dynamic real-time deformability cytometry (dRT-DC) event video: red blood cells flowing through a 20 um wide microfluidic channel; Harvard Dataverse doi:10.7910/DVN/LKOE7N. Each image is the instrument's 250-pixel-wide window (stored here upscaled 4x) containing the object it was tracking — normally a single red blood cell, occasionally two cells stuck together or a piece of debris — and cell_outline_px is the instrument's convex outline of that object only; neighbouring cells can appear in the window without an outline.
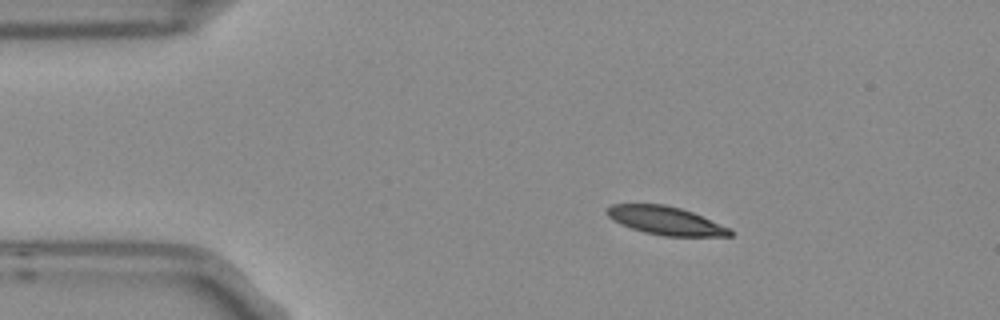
{"species": "Egyptian fruit bat (a non-hibernating species)", "species_latin": "Rousettus aegyptiacus", "temperature_condition": "room temperature", "stored_images_in_passage": 8, "camera_frame_rate_fps": 3000, "um_per_image_px": 0.085, "frame": {"image": 1, "passage_image": 1, "time_ms": 0.0, "image_size_px": [1000, 320], "cell_outline_px": [[732, 236], [664, 236], [644, 232], [620, 224], [608, 216], [604, 212], [612, 204], [664, 204], [680, 208], [692, 212], [728, 228], [732, 232]], "centroid_in_image_um": [56.53, 18.75], "position_along_channel_um": 28.5, "area_um2": 20.0}}
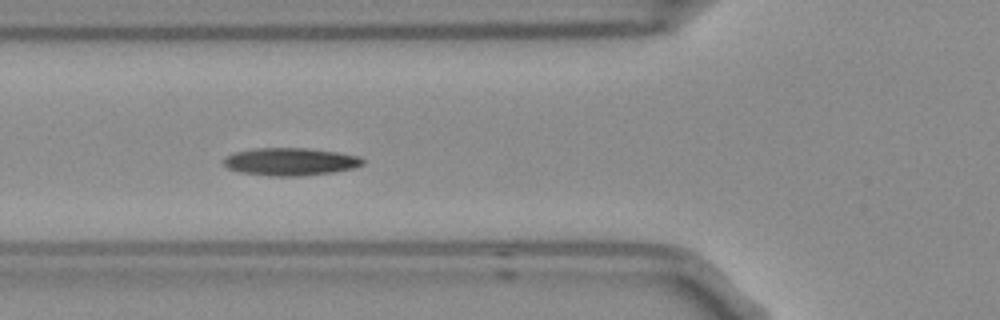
{"frame": {"image": 2, "passage_image": 4, "time_ms": 1.0, "image_size_px": [1000, 320], "cell_outline_px": [[364, 164], [352, 168], [332, 172], [300, 176], [268, 176], [240, 172], [228, 168], [224, 164], [224, 156], [236, 152], [252, 148], [308, 148], [336, 152], [356, 156], [364, 160]], "centroid_in_image_um": [24.63, 13.74], "position_along_channel_um": 101.2, "area_um2": 22.31}}
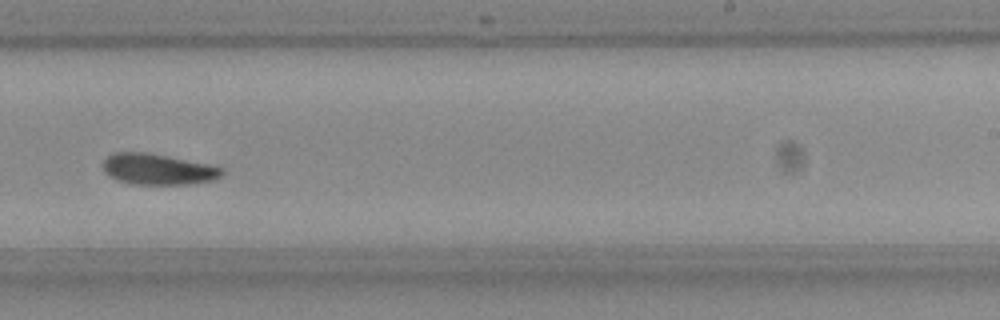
{"frame": {"image": 3, "passage_image": 8, "time_ms": 2.333, "image_size_px": [1000, 320], "cell_outline_px": [[224, 172], [220, 176], [212, 180], [192, 184], [132, 184], [116, 180], [108, 176], [104, 172], [100, 164], [112, 152], [144, 152], [208, 164], [220, 168]], "centroid_in_image_um": [13.33, 14.39], "position_along_channel_um": 275.7, "area_um2": 21.39}}